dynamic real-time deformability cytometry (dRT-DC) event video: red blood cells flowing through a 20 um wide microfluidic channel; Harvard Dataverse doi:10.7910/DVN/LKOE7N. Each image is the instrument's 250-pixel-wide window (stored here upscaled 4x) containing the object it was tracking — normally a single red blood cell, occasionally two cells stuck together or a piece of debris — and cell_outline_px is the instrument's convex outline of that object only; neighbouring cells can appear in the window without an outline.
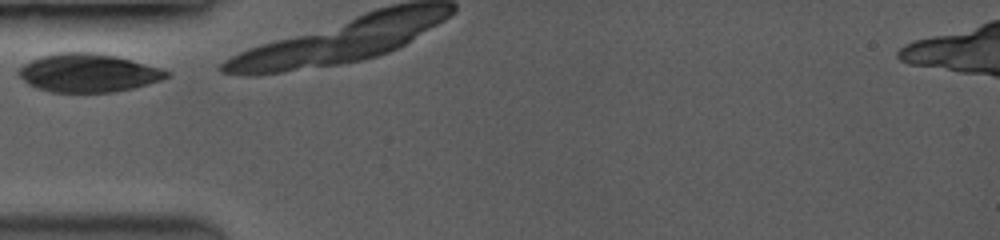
{"species": "common noctule bat (a hibernating species)", "species_latin": "Nyctalus noctula", "temperature_condition": "room temperature", "stored_images_in_passage": 3, "camera_frame_rate_fps": 3500, "um_per_image_px": 0.085, "animal": {"sex": "female", "body_mass_g": 19.0, "forearm_length_mm": 53.3}, "frame": {"image": 1, "passage_image": 1, "time_ms": 0.0, "image_size_px": [1000, 240], "cell_outline_px": [[172, 72], [168, 76], [160, 80], [148, 84], [132, 88], [112, 92], [52, 92], [36, 88], [28, 84], [16, 72], [24, 64], [32, 60], [44, 56], [60, 52], [96, 52], [116, 56], [160, 68]], "centroid_in_image_um": [7.49, 6.2], "position_along_channel_um": 77.5, "area_um2": 32.83}}